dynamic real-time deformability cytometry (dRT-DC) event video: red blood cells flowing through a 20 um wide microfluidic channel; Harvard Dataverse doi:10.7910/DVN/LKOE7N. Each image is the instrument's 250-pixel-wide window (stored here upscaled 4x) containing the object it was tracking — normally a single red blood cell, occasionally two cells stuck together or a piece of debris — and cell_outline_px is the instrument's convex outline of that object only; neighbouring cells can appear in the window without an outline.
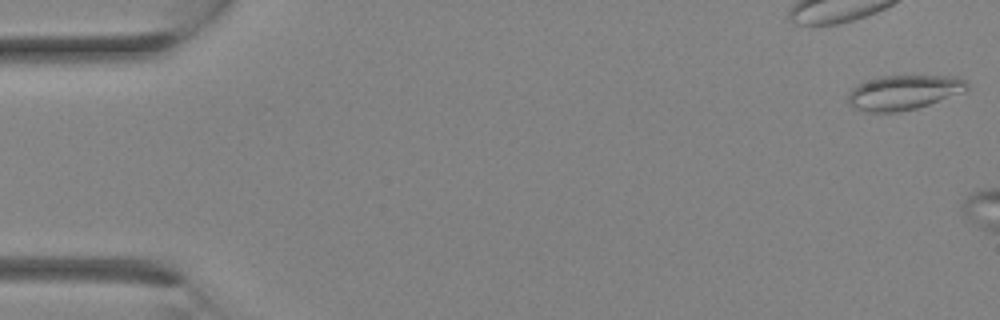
{"species": "Egyptian fruit bat (a non-hibernating species)", "species_latin": "Rousettus aegyptiacus", "temperature_condition": "room temperature", "stored_images_in_passage": 4, "camera_frame_rate_fps": 3000, "um_per_image_px": 0.085, "animal": {"sex": "female"}, "frame": {"image": 1, "passage_image": 1, "time_ms": 0.0, "image_size_px": [1000, 320], "cell_outline_px": [[968, 92], [916, 108], [896, 112], [868, 112], [852, 108], [848, 104], [848, 92], [856, 84], [880, 76], [960, 76], [968, 80]], "centroid_in_image_um": [76.85, 7.85], "position_along_channel_um": 8.1, "area_um2": 24.51}}